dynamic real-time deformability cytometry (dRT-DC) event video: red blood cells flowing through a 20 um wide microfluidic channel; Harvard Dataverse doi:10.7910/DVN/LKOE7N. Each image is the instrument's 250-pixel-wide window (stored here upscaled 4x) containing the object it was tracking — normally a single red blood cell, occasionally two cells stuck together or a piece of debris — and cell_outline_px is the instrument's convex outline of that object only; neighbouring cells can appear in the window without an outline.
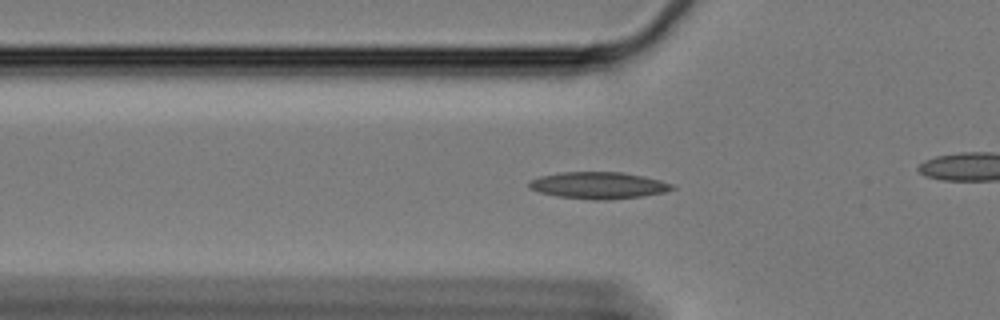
{"species": "Egyptian fruit bat (a non-hibernating species)", "species_latin": "Rousettus aegyptiacus", "temperature_condition": "cold", "stored_images_in_passage": 44, "camera_frame_rate_fps": 3000, "um_per_image_px": 0.085, "animal": {"sex": "female"}, "frame": {"image": 1, "passage_image": 13, "time_ms": 4.0, "image_size_px": [1000, 320], "cell_outline_px": [[676, 188], [664, 192], [640, 196], [608, 200], [592, 200], [556, 196], [540, 192], [528, 188], [528, 184], [532, 180], [540, 176], [560, 172], [624, 172], [644, 176], [660, 180], [672, 184]], "centroid_in_image_um": [50.86, 15.75], "position_along_channel_um": 74.9, "area_um2": 22.31}}
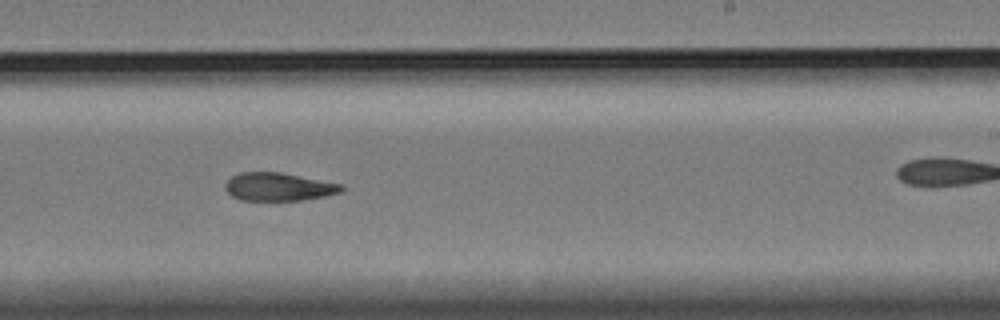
{"frame": {"image": 2, "passage_image": 30, "time_ms": 9.667, "image_size_px": [1000, 320], "cell_outline_px": [[344, 188], [340, 192], [324, 196], [300, 200], [240, 200], [232, 196], [224, 188], [224, 184], [232, 176], [240, 172], [280, 172], [340, 184]], "centroid_in_image_um": [23.62, 15.87], "position_along_channel_um": 265.4, "area_um2": 18.79}}
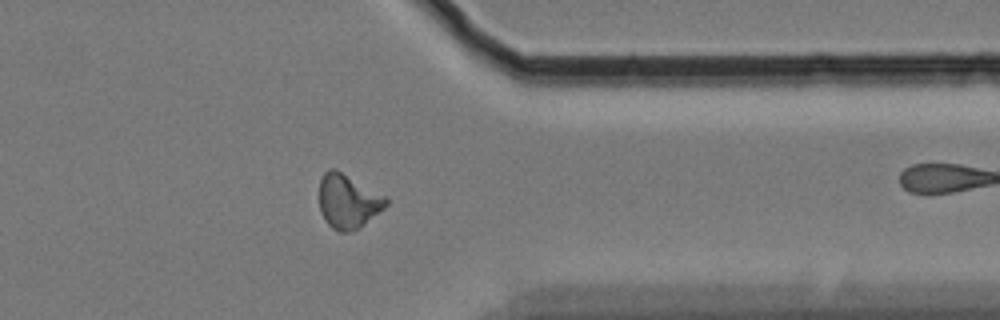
{"frame": {"image": 3, "passage_image": 41, "time_ms": 13.333, "image_size_px": [1000, 320], "cell_outline_px": [[388, 204], [384, 208], [364, 224], [348, 232], [340, 232], [332, 228], [324, 220], [320, 212], [320, 180], [324, 172], [328, 168], [336, 168], [388, 196]], "centroid_in_image_um": [29.59, 17.07], "position_along_channel_um": 381.8, "area_um2": 21.33}}